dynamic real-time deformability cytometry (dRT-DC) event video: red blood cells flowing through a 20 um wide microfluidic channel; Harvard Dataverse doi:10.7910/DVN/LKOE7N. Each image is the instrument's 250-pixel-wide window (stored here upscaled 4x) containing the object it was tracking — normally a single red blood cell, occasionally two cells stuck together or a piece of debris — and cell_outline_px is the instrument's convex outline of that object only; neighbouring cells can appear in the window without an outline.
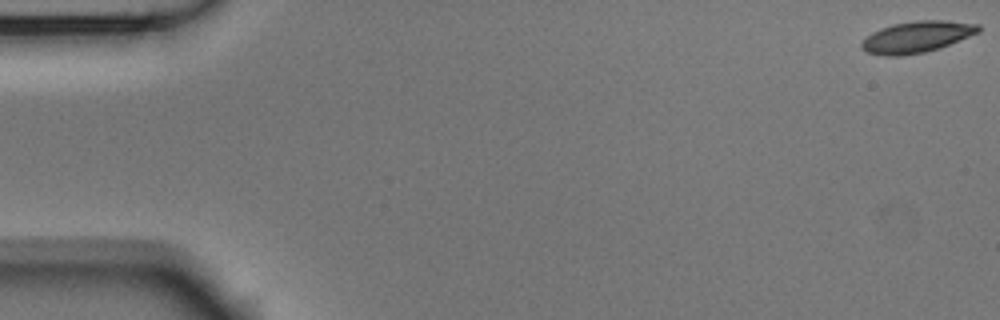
{"species": "Egyptian fruit bat (a non-hibernating species)", "species_latin": "Rousettus aegyptiacus", "temperature_condition": "room temperature", "stored_images_in_passage": 54, "camera_frame_rate_fps": 3000, "um_per_image_px": 0.085, "animal": {"sex": "male"}, "frame": {"image": 1, "passage_image": 1, "time_ms": 0.0, "image_size_px": [1000, 320], "cell_outline_px": [[980, 32], [948, 44], [924, 52], [900, 56], [888, 56], [868, 52], [860, 44], [872, 32], [880, 28], [892, 24], [916, 20], [948, 20], [980, 24]], "centroid_in_image_um": [77.95, 3.11], "position_along_channel_um": 7.0, "area_um2": 21.1}}
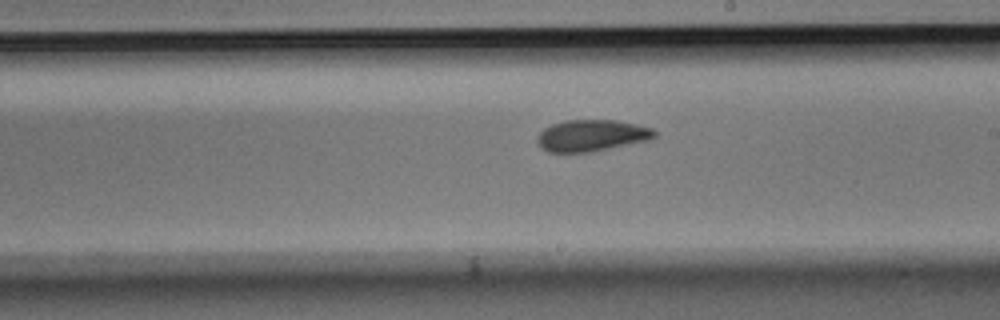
{"frame": {"image": 2, "passage_image": 31, "time_ms": 10.0, "image_size_px": [1000, 320], "cell_outline_px": [[656, 136], [648, 140], [592, 152], [548, 152], [540, 148], [536, 140], [540, 132], [544, 128], [552, 124], [564, 120], [616, 120], [636, 124], [652, 128], [656, 132]], "centroid_in_image_um": [50.26, 11.52], "position_along_channel_um": 238.7, "area_um2": 21.62}}
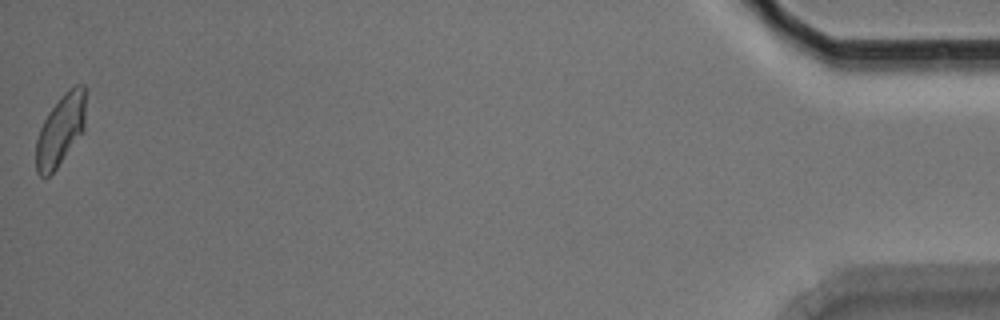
{"frame": {"image": 3, "passage_image": 54, "time_ms": 17.667, "image_size_px": [1000, 320], "cell_outline_px": [[88, 88], [84, 128], [56, 168], [44, 180], [36, 172], [36, 140], [40, 128], [48, 112], [64, 92], [68, 88], [76, 84], [84, 84]], "centroid_in_image_um": [5.17, 10.97], "position_along_channel_um": 430.0, "area_um2": 20.81}, "authors_computed_cell_mechanics": {"area_um2": 21.1837, "velocity_mm_per_s": 3.7461, "shape_relaxation_time_tau1_ms": 6.5668, "shape_relaxation_time_tau2_ms": 4.0409, "deformation_change_tau1": 0.1393, "deformation_change_tau2": 0.0875}}